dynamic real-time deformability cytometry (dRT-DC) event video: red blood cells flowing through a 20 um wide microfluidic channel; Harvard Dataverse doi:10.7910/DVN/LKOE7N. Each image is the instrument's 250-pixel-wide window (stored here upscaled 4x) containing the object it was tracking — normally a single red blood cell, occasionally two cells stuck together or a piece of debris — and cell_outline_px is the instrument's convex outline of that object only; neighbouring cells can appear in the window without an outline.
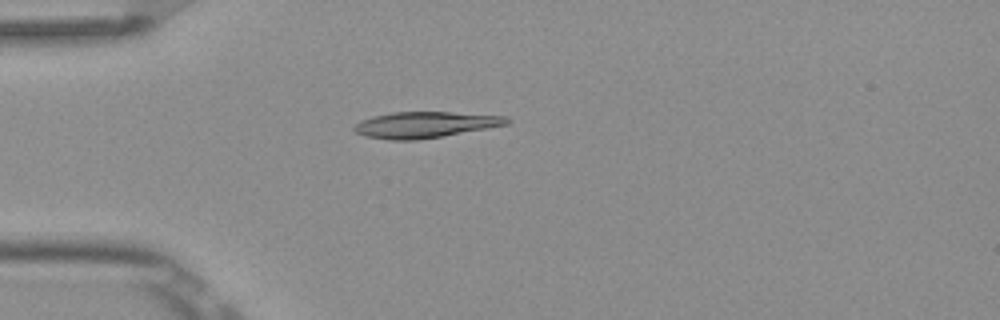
{"species": "Egyptian fruit bat (a non-hibernating species)", "species_latin": "Rousettus aegyptiacus", "temperature_condition": "room temperature", "stored_images_in_passage": 5, "camera_frame_rate_fps": 3000, "um_per_image_px": 0.085, "frame": {"image": 1, "passage_image": 5, "time_ms": 1.333, "image_size_px": [1000, 320], "cell_outline_px": [[512, 120], [508, 124], [488, 128], [416, 140], [388, 140], [364, 136], [356, 132], [352, 128], [360, 120], [372, 116], [392, 112], [452, 112], [508, 116]], "centroid_in_image_um": [36.12, 10.59], "position_along_channel_um": 48.9, "area_um2": 23.24}}